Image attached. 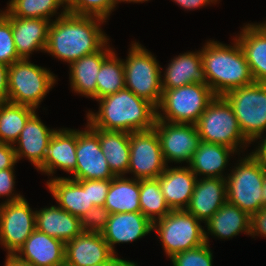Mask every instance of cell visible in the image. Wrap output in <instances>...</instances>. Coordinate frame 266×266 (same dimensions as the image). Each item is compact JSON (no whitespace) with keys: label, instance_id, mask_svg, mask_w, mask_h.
<instances>
[{"label":"cell","instance_id":"9","mask_svg":"<svg viewBox=\"0 0 266 266\" xmlns=\"http://www.w3.org/2000/svg\"><path fill=\"white\" fill-rule=\"evenodd\" d=\"M223 97L231 105L244 137L255 143L266 132V83L253 82Z\"/></svg>","mask_w":266,"mask_h":266},{"label":"cell","instance_id":"44","mask_svg":"<svg viewBox=\"0 0 266 266\" xmlns=\"http://www.w3.org/2000/svg\"><path fill=\"white\" fill-rule=\"evenodd\" d=\"M8 70L9 66L0 63V104L9 102Z\"/></svg>","mask_w":266,"mask_h":266},{"label":"cell","instance_id":"20","mask_svg":"<svg viewBox=\"0 0 266 266\" xmlns=\"http://www.w3.org/2000/svg\"><path fill=\"white\" fill-rule=\"evenodd\" d=\"M15 255L33 266H65V243L35 229Z\"/></svg>","mask_w":266,"mask_h":266},{"label":"cell","instance_id":"31","mask_svg":"<svg viewBox=\"0 0 266 266\" xmlns=\"http://www.w3.org/2000/svg\"><path fill=\"white\" fill-rule=\"evenodd\" d=\"M140 180L115 176L110 183L104 207L110 214L141 212Z\"/></svg>","mask_w":266,"mask_h":266},{"label":"cell","instance_id":"19","mask_svg":"<svg viewBox=\"0 0 266 266\" xmlns=\"http://www.w3.org/2000/svg\"><path fill=\"white\" fill-rule=\"evenodd\" d=\"M226 201V179L197 178L193 194L185 210L199 221L206 223Z\"/></svg>","mask_w":266,"mask_h":266},{"label":"cell","instance_id":"10","mask_svg":"<svg viewBox=\"0 0 266 266\" xmlns=\"http://www.w3.org/2000/svg\"><path fill=\"white\" fill-rule=\"evenodd\" d=\"M154 230L168 258L206 243L201 221L185 209L171 210L153 223Z\"/></svg>","mask_w":266,"mask_h":266},{"label":"cell","instance_id":"47","mask_svg":"<svg viewBox=\"0 0 266 266\" xmlns=\"http://www.w3.org/2000/svg\"><path fill=\"white\" fill-rule=\"evenodd\" d=\"M263 137H261L260 141H258V146L254 149V151L252 150V152L261 160L264 162L265 166H266V137L265 135H262ZM263 138V139H262ZM260 142V143H259Z\"/></svg>","mask_w":266,"mask_h":266},{"label":"cell","instance_id":"17","mask_svg":"<svg viewBox=\"0 0 266 266\" xmlns=\"http://www.w3.org/2000/svg\"><path fill=\"white\" fill-rule=\"evenodd\" d=\"M77 129L60 128L48 143L47 154L38 171L51 176L61 169L68 174L76 170Z\"/></svg>","mask_w":266,"mask_h":266},{"label":"cell","instance_id":"27","mask_svg":"<svg viewBox=\"0 0 266 266\" xmlns=\"http://www.w3.org/2000/svg\"><path fill=\"white\" fill-rule=\"evenodd\" d=\"M234 153L237 154L228 146L201 141L188 166L197 178L204 176L226 179L223 171L228 165L230 155Z\"/></svg>","mask_w":266,"mask_h":266},{"label":"cell","instance_id":"28","mask_svg":"<svg viewBox=\"0 0 266 266\" xmlns=\"http://www.w3.org/2000/svg\"><path fill=\"white\" fill-rule=\"evenodd\" d=\"M204 224L207 227L204 230L206 243H209V234L219 239H230L242 232L250 234V216L228 201Z\"/></svg>","mask_w":266,"mask_h":266},{"label":"cell","instance_id":"11","mask_svg":"<svg viewBox=\"0 0 266 266\" xmlns=\"http://www.w3.org/2000/svg\"><path fill=\"white\" fill-rule=\"evenodd\" d=\"M128 173L137 180L156 179L166 169L160 141L154 129L129 133Z\"/></svg>","mask_w":266,"mask_h":266},{"label":"cell","instance_id":"4","mask_svg":"<svg viewBox=\"0 0 266 266\" xmlns=\"http://www.w3.org/2000/svg\"><path fill=\"white\" fill-rule=\"evenodd\" d=\"M266 166L253 152L241 157L227 174V201L252 216L262 207Z\"/></svg>","mask_w":266,"mask_h":266},{"label":"cell","instance_id":"14","mask_svg":"<svg viewBox=\"0 0 266 266\" xmlns=\"http://www.w3.org/2000/svg\"><path fill=\"white\" fill-rule=\"evenodd\" d=\"M76 170L72 180H112L115 175L101 150L99 137L86 125L85 130H77Z\"/></svg>","mask_w":266,"mask_h":266},{"label":"cell","instance_id":"22","mask_svg":"<svg viewBox=\"0 0 266 266\" xmlns=\"http://www.w3.org/2000/svg\"><path fill=\"white\" fill-rule=\"evenodd\" d=\"M114 52L109 42L99 51L81 57L69 65L70 87L74 93L96 100L97 75L102 63Z\"/></svg>","mask_w":266,"mask_h":266},{"label":"cell","instance_id":"38","mask_svg":"<svg viewBox=\"0 0 266 266\" xmlns=\"http://www.w3.org/2000/svg\"><path fill=\"white\" fill-rule=\"evenodd\" d=\"M20 59L13 39L11 21L6 17L0 23V63L10 66Z\"/></svg>","mask_w":266,"mask_h":266},{"label":"cell","instance_id":"43","mask_svg":"<svg viewBox=\"0 0 266 266\" xmlns=\"http://www.w3.org/2000/svg\"><path fill=\"white\" fill-rule=\"evenodd\" d=\"M17 162L13 145L0 143V170L14 168Z\"/></svg>","mask_w":266,"mask_h":266},{"label":"cell","instance_id":"37","mask_svg":"<svg viewBox=\"0 0 266 266\" xmlns=\"http://www.w3.org/2000/svg\"><path fill=\"white\" fill-rule=\"evenodd\" d=\"M210 243H204L200 247L181 251L170 258L173 266H213V252Z\"/></svg>","mask_w":266,"mask_h":266},{"label":"cell","instance_id":"1","mask_svg":"<svg viewBox=\"0 0 266 266\" xmlns=\"http://www.w3.org/2000/svg\"><path fill=\"white\" fill-rule=\"evenodd\" d=\"M105 22L98 17L70 13L56 16L48 30L45 52L69 65L97 52L110 40L100 27Z\"/></svg>","mask_w":266,"mask_h":266},{"label":"cell","instance_id":"42","mask_svg":"<svg viewBox=\"0 0 266 266\" xmlns=\"http://www.w3.org/2000/svg\"><path fill=\"white\" fill-rule=\"evenodd\" d=\"M250 236L266 237V208H261L250 216Z\"/></svg>","mask_w":266,"mask_h":266},{"label":"cell","instance_id":"52","mask_svg":"<svg viewBox=\"0 0 266 266\" xmlns=\"http://www.w3.org/2000/svg\"><path fill=\"white\" fill-rule=\"evenodd\" d=\"M266 33V21L262 23H256Z\"/></svg>","mask_w":266,"mask_h":266},{"label":"cell","instance_id":"13","mask_svg":"<svg viewBox=\"0 0 266 266\" xmlns=\"http://www.w3.org/2000/svg\"><path fill=\"white\" fill-rule=\"evenodd\" d=\"M153 129L156 131L164 160L189 163L201 142L196 124L169 123L156 118Z\"/></svg>","mask_w":266,"mask_h":266},{"label":"cell","instance_id":"36","mask_svg":"<svg viewBox=\"0 0 266 266\" xmlns=\"http://www.w3.org/2000/svg\"><path fill=\"white\" fill-rule=\"evenodd\" d=\"M119 0H65L67 13L109 19ZM117 4V5H116Z\"/></svg>","mask_w":266,"mask_h":266},{"label":"cell","instance_id":"3","mask_svg":"<svg viewBox=\"0 0 266 266\" xmlns=\"http://www.w3.org/2000/svg\"><path fill=\"white\" fill-rule=\"evenodd\" d=\"M232 40L233 46L209 40L200 49L208 86L216 96L254 82L241 46Z\"/></svg>","mask_w":266,"mask_h":266},{"label":"cell","instance_id":"21","mask_svg":"<svg viewBox=\"0 0 266 266\" xmlns=\"http://www.w3.org/2000/svg\"><path fill=\"white\" fill-rule=\"evenodd\" d=\"M15 47L20 58L29 59L34 51L45 53L51 21L41 18H19L7 11Z\"/></svg>","mask_w":266,"mask_h":266},{"label":"cell","instance_id":"6","mask_svg":"<svg viewBox=\"0 0 266 266\" xmlns=\"http://www.w3.org/2000/svg\"><path fill=\"white\" fill-rule=\"evenodd\" d=\"M56 81L55 74L47 68L21 58L9 66V102L36 110Z\"/></svg>","mask_w":266,"mask_h":266},{"label":"cell","instance_id":"49","mask_svg":"<svg viewBox=\"0 0 266 266\" xmlns=\"http://www.w3.org/2000/svg\"><path fill=\"white\" fill-rule=\"evenodd\" d=\"M263 193H262V207L266 208V171L264 175V182H263Z\"/></svg>","mask_w":266,"mask_h":266},{"label":"cell","instance_id":"5","mask_svg":"<svg viewBox=\"0 0 266 266\" xmlns=\"http://www.w3.org/2000/svg\"><path fill=\"white\" fill-rule=\"evenodd\" d=\"M125 88L156 108L162 99L161 66L144 46L132 41L126 60L123 59Z\"/></svg>","mask_w":266,"mask_h":266},{"label":"cell","instance_id":"39","mask_svg":"<svg viewBox=\"0 0 266 266\" xmlns=\"http://www.w3.org/2000/svg\"><path fill=\"white\" fill-rule=\"evenodd\" d=\"M110 213L104 206H94L80 218L83 231L102 233Z\"/></svg>","mask_w":266,"mask_h":266},{"label":"cell","instance_id":"24","mask_svg":"<svg viewBox=\"0 0 266 266\" xmlns=\"http://www.w3.org/2000/svg\"><path fill=\"white\" fill-rule=\"evenodd\" d=\"M46 185L57 205L78 218L94 207L89 188L81 180L55 176L47 180Z\"/></svg>","mask_w":266,"mask_h":266},{"label":"cell","instance_id":"50","mask_svg":"<svg viewBox=\"0 0 266 266\" xmlns=\"http://www.w3.org/2000/svg\"><path fill=\"white\" fill-rule=\"evenodd\" d=\"M119 1H120V3H121V2H125V3H126V2H127V3H128V2H129V3H131V2H133V3H140V2H141V3H143V2H147V1H149V0H119Z\"/></svg>","mask_w":266,"mask_h":266},{"label":"cell","instance_id":"25","mask_svg":"<svg viewBox=\"0 0 266 266\" xmlns=\"http://www.w3.org/2000/svg\"><path fill=\"white\" fill-rule=\"evenodd\" d=\"M163 75L162 89H174L192 83L208 85L200 50L174 57Z\"/></svg>","mask_w":266,"mask_h":266},{"label":"cell","instance_id":"41","mask_svg":"<svg viewBox=\"0 0 266 266\" xmlns=\"http://www.w3.org/2000/svg\"><path fill=\"white\" fill-rule=\"evenodd\" d=\"M89 188L90 201L94 206H104L111 180H81Z\"/></svg>","mask_w":266,"mask_h":266},{"label":"cell","instance_id":"35","mask_svg":"<svg viewBox=\"0 0 266 266\" xmlns=\"http://www.w3.org/2000/svg\"><path fill=\"white\" fill-rule=\"evenodd\" d=\"M96 79V100L125 88L123 59L113 52L102 63Z\"/></svg>","mask_w":266,"mask_h":266},{"label":"cell","instance_id":"34","mask_svg":"<svg viewBox=\"0 0 266 266\" xmlns=\"http://www.w3.org/2000/svg\"><path fill=\"white\" fill-rule=\"evenodd\" d=\"M140 208L143 215L152 223L171 212L159 186V177L156 179L140 180Z\"/></svg>","mask_w":266,"mask_h":266},{"label":"cell","instance_id":"45","mask_svg":"<svg viewBox=\"0 0 266 266\" xmlns=\"http://www.w3.org/2000/svg\"><path fill=\"white\" fill-rule=\"evenodd\" d=\"M175 3L183 7V9L187 10H195L200 7H205L207 5H211V3H216L218 0H173Z\"/></svg>","mask_w":266,"mask_h":266},{"label":"cell","instance_id":"15","mask_svg":"<svg viewBox=\"0 0 266 266\" xmlns=\"http://www.w3.org/2000/svg\"><path fill=\"white\" fill-rule=\"evenodd\" d=\"M36 113L29 117L13 147L17 161L26 158L38 170L45 160L49 140L57 129L48 128Z\"/></svg>","mask_w":266,"mask_h":266},{"label":"cell","instance_id":"26","mask_svg":"<svg viewBox=\"0 0 266 266\" xmlns=\"http://www.w3.org/2000/svg\"><path fill=\"white\" fill-rule=\"evenodd\" d=\"M36 229L64 243L80 235L83 230L80 218L63 210L58 205L36 210Z\"/></svg>","mask_w":266,"mask_h":266},{"label":"cell","instance_id":"40","mask_svg":"<svg viewBox=\"0 0 266 266\" xmlns=\"http://www.w3.org/2000/svg\"><path fill=\"white\" fill-rule=\"evenodd\" d=\"M15 170L14 168H7L0 170V198L7 197L2 203H9L23 198L20 193H15ZM15 193V194H14Z\"/></svg>","mask_w":266,"mask_h":266},{"label":"cell","instance_id":"29","mask_svg":"<svg viewBox=\"0 0 266 266\" xmlns=\"http://www.w3.org/2000/svg\"><path fill=\"white\" fill-rule=\"evenodd\" d=\"M236 40L241 46L254 82L266 83V33L257 25L248 23Z\"/></svg>","mask_w":266,"mask_h":266},{"label":"cell","instance_id":"7","mask_svg":"<svg viewBox=\"0 0 266 266\" xmlns=\"http://www.w3.org/2000/svg\"><path fill=\"white\" fill-rule=\"evenodd\" d=\"M215 97L208 85L198 83L163 89L162 99L157 107V119L169 123L196 124Z\"/></svg>","mask_w":266,"mask_h":266},{"label":"cell","instance_id":"8","mask_svg":"<svg viewBox=\"0 0 266 266\" xmlns=\"http://www.w3.org/2000/svg\"><path fill=\"white\" fill-rule=\"evenodd\" d=\"M196 127L201 141L222 144L237 153L251 144L244 137L231 105L223 96H216L210 102Z\"/></svg>","mask_w":266,"mask_h":266},{"label":"cell","instance_id":"2","mask_svg":"<svg viewBox=\"0 0 266 266\" xmlns=\"http://www.w3.org/2000/svg\"><path fill=\"white\" fill-rule=\"evenodd\" d=\"M99 110L87 113V126L128 133L153 129L157 108L127 88L97 99Z\"/></svg>","mask_w":266,"mask_h":266},{"label":"cell","instance_id":"33","mask_svg":"<svg viewBox=\"0 0 266 266\" xmlns=\"http://www.w3.org/2000/svg\"><path fill=\"white\" fill-rule=\"evenodd\" d=\"M59 7H63L61 14L57 13ZM6 9L14 17L41 18L51 22V17L56 14L61 17L67 13L64 0H9Z\"/></svg>","mask_w":266,"mask_h":266},{"label":"cell","instance_id":"32","mask_svg":"<svg viewBox=\"0 0 266 266\" xmlns=\"http://www.w3.org/2000/svg\"><path fill=\"white\" fill-rule=\"evenodd\" d=\"M34 108L25 105L0 104V143L14 145Z\"/></svg>","mask_w":266,"mask_h":266},{"label":"cell","instance_id":"12","mask_svg":"<svg viewBox=\"0 0 266 266\" xmlns=\"http://www.w3.org/2000/svg\"><path fill=\"white\" fill-rule=\"evenodd\" d=\"M36 211L23 197L9 203H0V245L7 255H15L36 229Z\"/></svg>","mask_w":266,"mask_h":266},{"label":"cell","instance_id":"23","mask_svg":"<svg viewBox=\"0 0 266 266\" xmlns=\"http://www.w3.org/2000/svg\"><path fill=\"white\" fill-rule=\"evenodd\" d=\"M167 166L159 176V186L171 210L186 209L193 194L197 176L189 166Z\"/></svg>","mask_w":266,"mask_h":266},{"label":"cell","instance_id":"30","mask_svg":"<svg viewBox=\"0 0 266 266\" xmlns=\"http://www.w3.org/2000/svg\"><path fill=\"white\" fill-rule=\"evenodd\" d=\"M98 137L101 150L115 176L128 174L130 162L129 133L125 131L90 128Z\"/></svg>","mask_w":266,"mask_h":266},{"label":"cell","instance_id":"48","mask_svg":"<svg viewBox=\"0 0 266 266\" xmlns=\"http://www.w3.org/2000/svg\"><path fill=\"white\" fill-rule=\"evenodd\" d=\"M4 266H33L32 264L20 260L16 255H6Z\"/></svg>","mask_w":266,"mask_h":266},{"label":"cell","instance_id":"51","mask_svg":"<svg viewBox=\"0 0 266 266\" xmlns=\"http://www.w3.org/2000/svg\"><path fill=\"white\" fill-rule=\"evenodd\" d=\"M7 17V9L0 10V23Z\"/></svg>","mask_w":266,"mask_h":266},{"label":"cell","instance_id":"46","mask_svg":"<svg viewBox=\"0 0 266 266\" xmlns=\"http://www.w3.org/2000/svg\"><path fill=\"white\" fill-rule=\"evenodd\" d=\"M91 266H138L137 263L125 259H121L115 255L110 261L98 263Z\"/></svg>","mask_w":266,"mask_h":266},{"label":"cell","instance_id":"18","mask_svg":"<svg viewBox=\"0 0 266 266\" xmlns=\"http://www.w3.org/2000/svg\"><path fill=\"white\" fill-rule=\"evenodd\" d=\"M153 231V223L142 212L110 214L105 230L104 240L111 251L117 255L115 244L134 242Z\"/></svg>","mask_w":266,"mask_h":266},{"label":"cell","instance_id":"16","mask_svg":"<svg viewBox=\"0 0 266 266\" xmlns=\"http://www.w3.org/2000/svg\"><path fill=\"white\" fill-rule=\"evenodd\" d=\"M114 256L102 233L83 231L65 243V266H91Z\"/></svg>","mask_w":266,"mask_h":266}]
</instances>
